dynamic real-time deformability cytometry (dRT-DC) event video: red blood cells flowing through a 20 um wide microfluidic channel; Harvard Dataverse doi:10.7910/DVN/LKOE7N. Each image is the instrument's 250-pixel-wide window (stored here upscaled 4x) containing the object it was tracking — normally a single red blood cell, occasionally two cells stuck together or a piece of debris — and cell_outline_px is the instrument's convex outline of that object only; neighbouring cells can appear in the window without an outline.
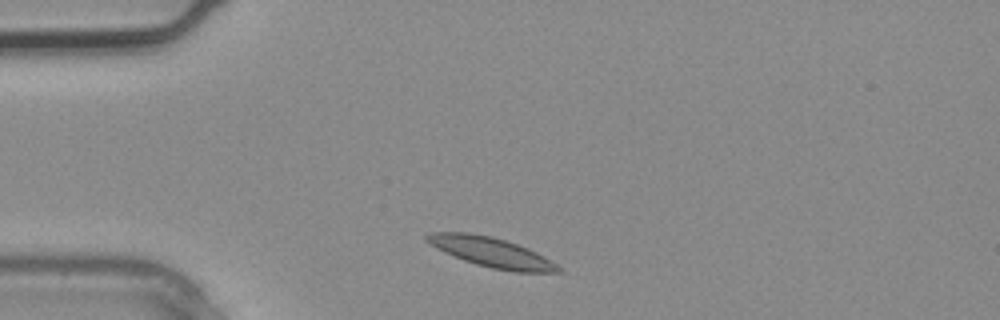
{"species": "common noctule bat (a hibernating species)", "species_latin": "Nyctalus noctula", "temperature_condition": "warm", "stored_images_in_passage": 1, "camera_frame_rate_fps": 3000, "um_per_image_px": 0.085, "animal": {"sex": "male", "body_mass_g": 20.4}, "frame": {"image": 1, "passage_image": 1, "time_ms": 0.0, "image_size_px": [1000, 320], "cell_outline_px": [[564, 272], [516, 272], [492, 268], [476, 264], [464, 260], [444, 252], [436, 248], [424, 240], [424, 236], [432, 232], [468, 232], [488, 236], [504, 240], [528, 248], [544, 256], [556, 264]], "centroid_in_image_um": [41.74, 21.44], "position_along_channel_um": 43.3, "area_um2": 22.54}}